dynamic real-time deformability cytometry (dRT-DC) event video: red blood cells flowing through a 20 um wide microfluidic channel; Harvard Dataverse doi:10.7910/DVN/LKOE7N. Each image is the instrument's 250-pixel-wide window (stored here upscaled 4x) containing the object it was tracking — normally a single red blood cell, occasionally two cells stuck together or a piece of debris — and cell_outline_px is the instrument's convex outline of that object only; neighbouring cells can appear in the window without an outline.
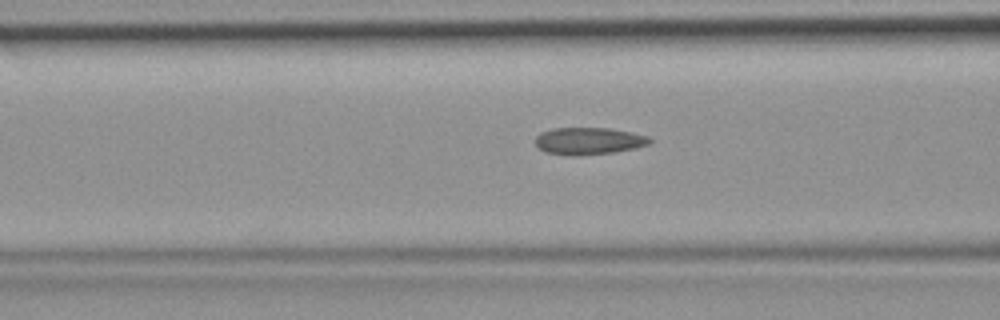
{"species": "common noctule bat (a hibernating species)", "species_latin": "Nyctalus noctula", "temperature_condition": "room temperature", "stored_images_in_passage": 41, "camera_frame_rate_fps": 3000, "um_per_image_px": 0.085, "animal": {"sex": "female", "body_mass_g": 19.9}, "frame": {"image": 1, "passage_image": 13, "time_ms": 4.0, "image_size_px": [1000, 320], "cell_outline_px": [[652, 140], [648, 144], [636, 148], [616, 152], [572, 156], [568, 156], [548, 152], [540, 148], [536, 144], [536, 136], [540, 132], [552, 128], [608, 128], [648, 136]], "centroid_in_image_um": [50.03, 11.98], "position_along_channel_um": 116.6, "area_um2": 17.98}}
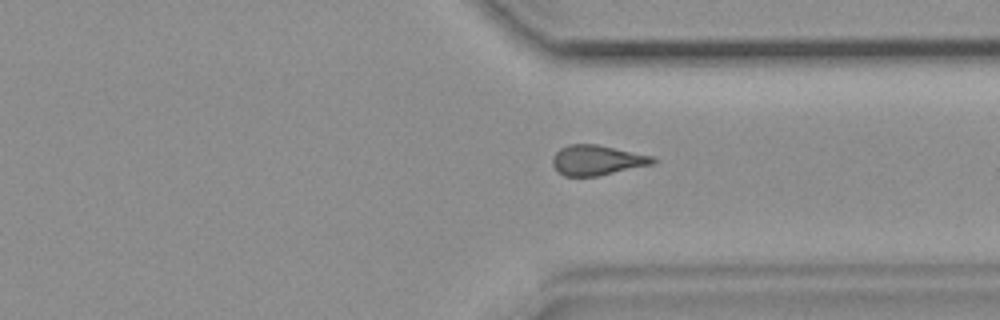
{"frame": {"image": 2, "passage_image": 30, "time_ms": 9.667, "image_size_px": [1000, 320], "cell_outline_px": [[656, 160], [652, 164], [596, 176], [564, 176], [552, 164], [552, 156], [560, 148], [568, 144], [596, 144], [652, 156]], "centroid_in_image_um": [50.7, 13.6], "position_along_channel_um": 360.7, "area_um2": 17.28}}
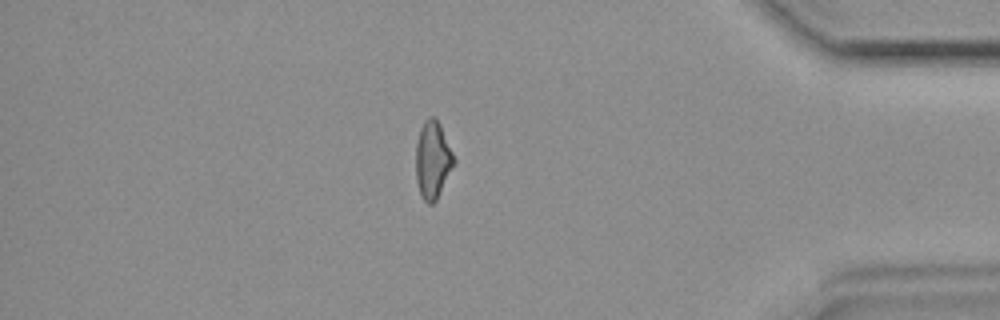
{"frame": {"image": 3, "passage_image": 35, "time_ms": 11.333, "image_size_px": [1000, 320], "cell_outline_px": [[456, 160], [436, 200], [432, 204], [428, 204], [420, 196], [416, 180], [416, 144], [420, 128], [424, 120], [428, 116], [432, 116], [440, 124]], "centroid_in_image_um": [36.76, 13.59], "position_along_channel_um": 398.4, "area_um2": 17.11}}